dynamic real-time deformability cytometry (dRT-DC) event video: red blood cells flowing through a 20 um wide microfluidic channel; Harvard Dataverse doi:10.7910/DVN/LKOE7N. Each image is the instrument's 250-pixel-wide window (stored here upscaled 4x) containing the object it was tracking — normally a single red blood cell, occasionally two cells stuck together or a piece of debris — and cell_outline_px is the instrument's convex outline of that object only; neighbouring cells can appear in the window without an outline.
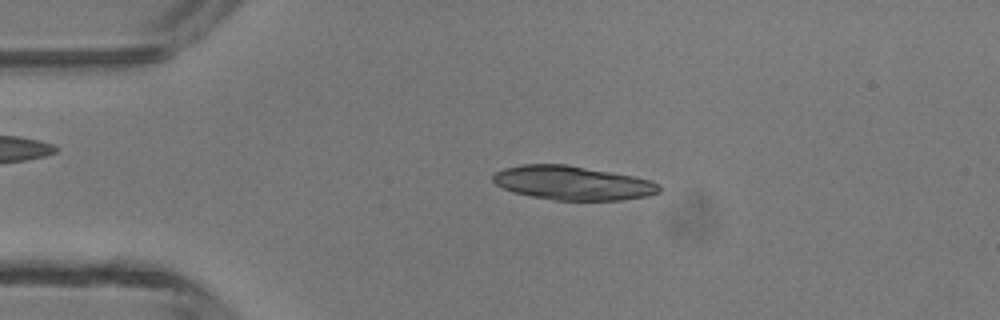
{"species": "common noctule bat (a hibernating species)", "species_latin": "Nyctalus noctula", "temperature_condition": "room temperature", "stored_images_in_passage": 45, "camera_frame_rate_fps": 3000, "um_per_image_px": 0.085, "animal": {"sex": "male", "body_mass_g": 13.3}, "frame": {"image": 1, "passage_image": 9, "time_ms": 2.667, "image_size_px": [1000, 320], "cell_outline_px": [[660, 192], [648, 196], [624, 200], [552, 200], [512, 192], [496, 184], [492, 180], [492, 176], [496, 172], [504, 168], [524, 164], [568, 164], [632, 176], [652, 180], [660, 184]], "centroid_in_image_um": [48.69, 15.55], "position_along_channel_um": 36.3, "area_um2": 33.0}}